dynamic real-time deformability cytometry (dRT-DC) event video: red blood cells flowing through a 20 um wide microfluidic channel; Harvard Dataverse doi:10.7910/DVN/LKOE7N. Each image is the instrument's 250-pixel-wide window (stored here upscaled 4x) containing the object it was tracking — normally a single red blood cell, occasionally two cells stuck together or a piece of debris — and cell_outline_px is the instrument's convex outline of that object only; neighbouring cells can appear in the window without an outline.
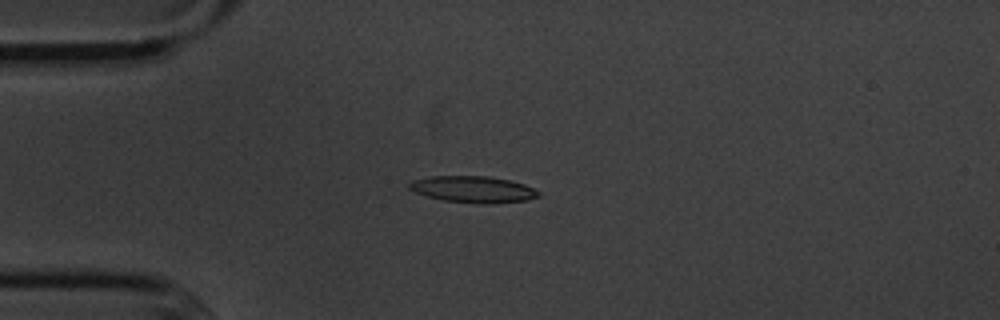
{"species": "common noctule bat (a hibernating species)", "species_latin": "Nyctalus noctula", "temperature_condition": "cold", "stored_images_in_passage": 5, "camera_frame_rate_fps": 3000, "um_per_image_px": 0.085, "animal": {"sex": "male", "body_mass_g": 20.1, "forearm_length_mm": 53.5}, "frame": {"image": 1, "passage_image": 3, "time_ms": 3.333, "image_size_px": [1000, 320], "cell_outline_px": [[540, 196], [528, 200], [488, 204], [484, 204], [444, 200], [428, 196], [416, 192], [408, 188], [408, 184], [412, 180], [432, 176], [488, 176], [508, 180], [524, 184], [540, 192]], "centroid_in_image_um": [40.23, 16.09], "position_along_channel_um": 44.8, "area_um2": 19.83}}
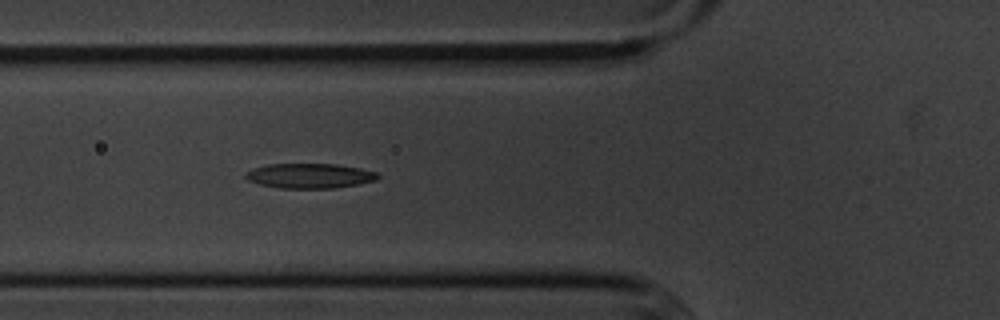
{"frame": {"image": 2, "passage_image": 5, "time_ms": 5.333, "image_size_px": [1000, 320], "cell_outline_px": [[380, 176], [376, 180], [336, 188], [280, 188], [260, 184], [248, 180], [244, 176], [244, 172], [252, 168], [268, 164], [336, 164], [360, 168], [376, 172]], "centroid_in_image_um": [26.29, 14.94], "position_along_channel_um": 99.5, "area_um2": 19.13}}